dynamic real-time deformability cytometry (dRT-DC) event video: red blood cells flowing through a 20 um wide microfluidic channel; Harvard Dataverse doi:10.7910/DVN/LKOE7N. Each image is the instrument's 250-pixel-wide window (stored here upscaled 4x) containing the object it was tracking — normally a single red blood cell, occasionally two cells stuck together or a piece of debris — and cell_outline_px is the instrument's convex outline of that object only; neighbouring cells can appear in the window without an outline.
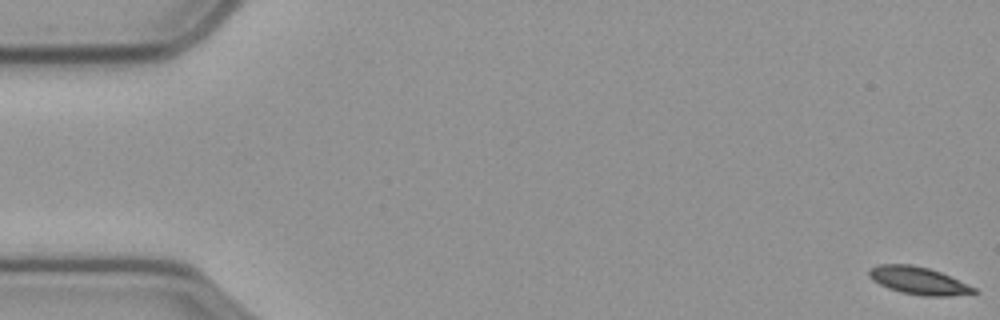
{"species": "common noctule bat (a hibernating species)", "species_latin": "Nyctalus noctula", "temperature_condition": "cold", "stored_images_in_passage": 59, "camera_frame_rate_fps": 3000, "um_per_image_px": 0.085, "animal": {"sex": "male", "body_mass_g": 23.1, "forearm_length_mm": 52.7}, "frame": {"image": 1, "passage_image": 1, "time_ms": 0.0, "image_size_px": [1000, 320], "cell_outline_px": [[980, 292], [948, 296], [920, 296], [900, 292], [888, 288], [872, 280], [868, 276], [868, 268], [880, 264], [912, 264], [928, 268], [940, 272], [976, 288]], "centroid_in_image_um": [78.03, 23.85], "position_along_channel_um": 7.0, "area_um2": 16.88}}
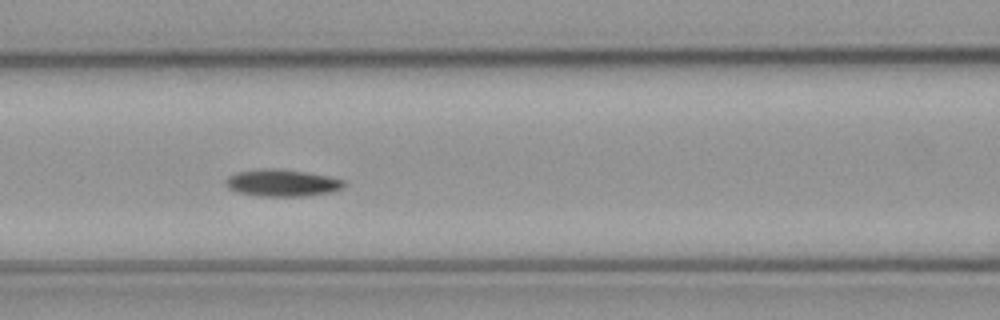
{"frame": {"image": 2, "passage_image": 25, "time_ms": 8.0, "image_size_px": [1000, 320], "cell_outline_px": [[344, 184], [340, 188], [332, 192], [304, 196], [260, 196], [240, 192], [228, 188], [224, 184], [224, 180], [228, 176], [236, 172], [256, 168], [276, 168], [304, 172], [328, 176], [344, 180]], "centroid_in_image_um": [23.91, 15.53], "position_along_channel_um": 142.7, "area_um2": 18.61}}
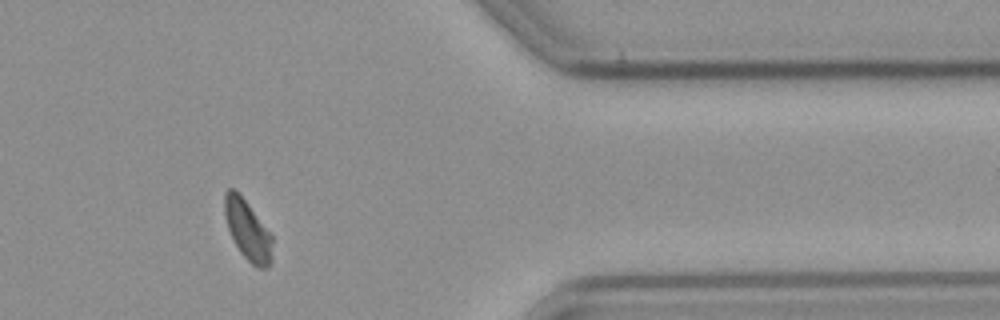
{"frame": {"image": 3, "passage_image": 48, "time_ms": 15.667, "image_size_px": [1000, 320], "cell_outline_px": [[272, 260], [268, 268], [256, 268], [240, 252], [228, 228], [224, 212], [224, 196], [228, 188], [236, 188], [240, 192], [272, 236]], "centroid_in_image_um": [21.05, 19.54], "position_along_channel_um": 390.3, "area_um2": 16.7}, "authors_computed_cell_mechanics": {"area_um2": 17.5134, "velocity_mm_per_s": 3.5532, "shape_relaxation_time_tau1_ms": 7.7579, "shape_relaxation_time_tau2_ms": null, "deformation_change_tau1": 0.1397, "deformation_change_tau2": null}}